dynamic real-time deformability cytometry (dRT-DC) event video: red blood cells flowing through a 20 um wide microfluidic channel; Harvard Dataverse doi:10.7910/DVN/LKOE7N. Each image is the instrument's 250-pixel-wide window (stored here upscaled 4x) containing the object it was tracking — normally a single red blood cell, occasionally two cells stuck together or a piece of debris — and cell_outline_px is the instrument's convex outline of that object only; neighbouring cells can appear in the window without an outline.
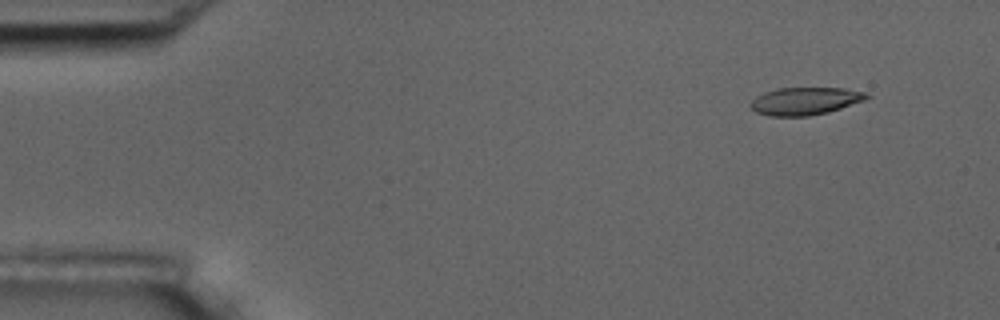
{"species": "common noctule bat (a hibernating species)", "species_latin": "Nyctalus noctula", "temperature_condition": "room temperature", "stored_images_in_passage": 53, "camera_frame_rate_fps": 3000, "um_per_image_px": 0.085, "animal": {"sex": "male", "body_mass_g": 17.5, "forearm_length_mm": 52.3}, "frame": {"image": 1, "passage_image": 2, "time_ms": 0.333, "image_size_px": [1000, 320], "cell_outline_px": [[872, 96], [864, 100], [828, 112], [808, 116], [768, 116], [756, 112], [748, 104], [756, 96], [764, 92], [776, 88], [844, 88], [864, 92]], "centroid_in_image_um": [68.4, 8.59], "position_along_channel_um": 16.6, "area_um2": 18.67}}
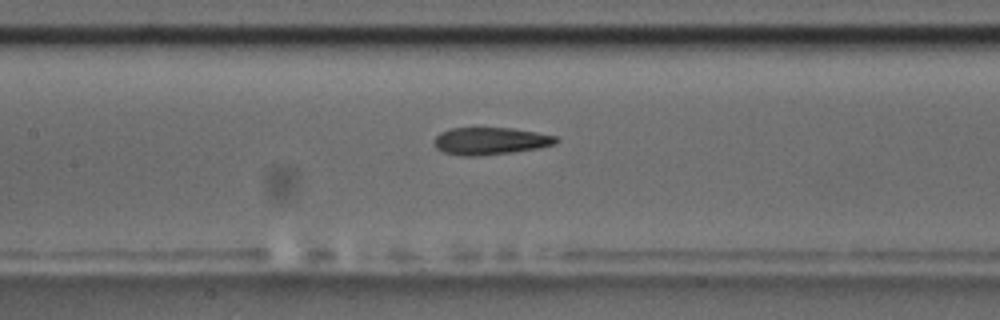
{"frame": {"image": 2, "passage_image": 23, "time_ms": 7.333, "image_size_px": [1000, 320], "cell_outline_px": [[560, 140], [556, 144], [540, 148], [512, 152], [480, 156], [464, 156], [444, 152], [436, 148], [432, 144], [432, 140], [440, 132], [452, 128], [512, 128], [536, 132], [556, 136]], "centroid_in_image_um": [41.67, 11.99], "position_along_channel_um": 165.7, "area_um2": 19.59}}
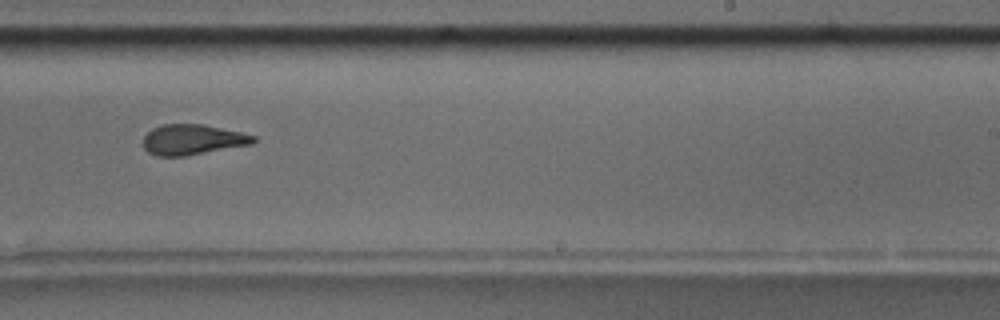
{"frame": {"image": 3, "passage_image": 32, "time_ms": 10.333, "image_size_px": [1000, 320], "cell_outline_px": [[256, 140], [252, 144], [184, 156], [156, 156], [148, 152], [144, 148], [144, 136], [152, 128], [164, 124], [204, 124], [240, 132], [256, 136]], "centroid_in_image_um": [16.36, 11.86], "position_along_channel_um": 272.6, "area_um2": 19.42}, "authors_computed_cell_mechanics": {"area_um2": 20.1144, "velocity_mm_per_s": 3.5778, "shape_relaxation_time_tau1_ms": 6.0022, "shape_relaxation_time_tau2_ms": 1.7971, "deformation_change_tau1": 0.2045, "deformation_change_tau2": 0.11}}